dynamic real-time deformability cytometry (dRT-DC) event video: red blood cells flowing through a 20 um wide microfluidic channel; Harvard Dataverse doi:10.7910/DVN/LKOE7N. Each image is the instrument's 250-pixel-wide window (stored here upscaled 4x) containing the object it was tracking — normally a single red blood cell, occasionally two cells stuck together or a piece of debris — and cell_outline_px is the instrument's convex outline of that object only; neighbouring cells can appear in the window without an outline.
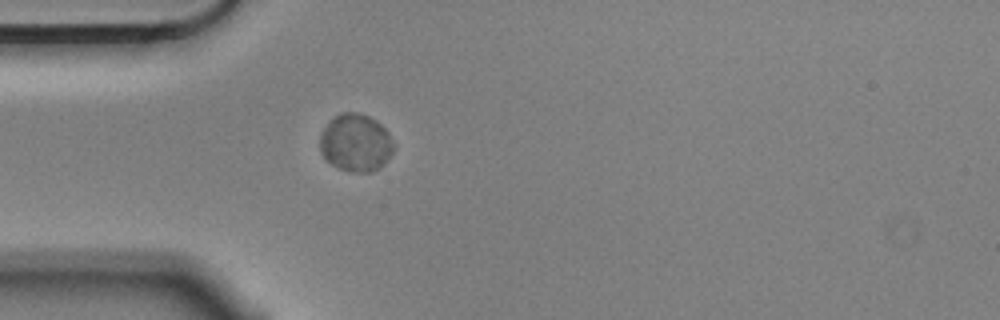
{"species": "Egyptian fruit bat (a non-hibernating species)", "species_latin": "Rousettus aegyptiacus", "temperature_condition": "cold", "stored_images_in_passage": 1, "camera_frame_rate_fps": 3000, "um_per_image_px": 0.085, "animal": {"sex": "male"}, "frame": {"image": 1, "passage_image": 1, "time_ms": 0.0, "image_size_px": [1000, 320], "cell_outline_px": [[392, 152], [372, 172], [360, 172], [340, 168], [332, 164], [320, 152], [320, 132], [340, 112], [356, 112], [368, 116], [376, 120], [388, 132], [392, 144]], "centroid_in_image_um": [30.2, 12.1], "position_along_channel_um": 54.8, "area_um2": 23.99}}